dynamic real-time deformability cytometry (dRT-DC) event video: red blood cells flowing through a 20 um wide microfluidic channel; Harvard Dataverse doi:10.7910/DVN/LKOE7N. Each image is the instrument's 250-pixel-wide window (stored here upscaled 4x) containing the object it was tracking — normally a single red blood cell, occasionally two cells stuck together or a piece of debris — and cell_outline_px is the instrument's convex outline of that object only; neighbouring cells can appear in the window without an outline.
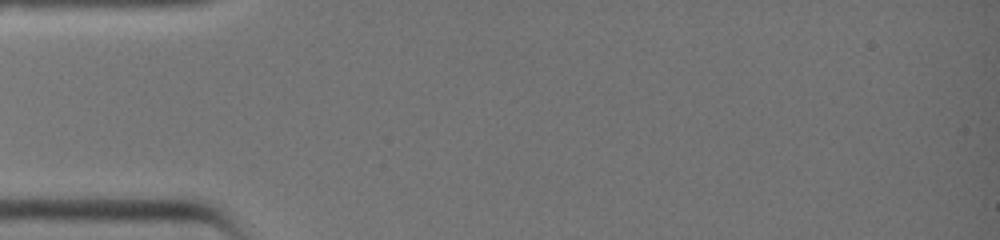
{"species": "common noctule bat (a hibernating species)", "species_latin": "Nyctalus noctula", "temperature_condition": "warm", "stored_images_in_passage": 5, "camera_frame_rate_fps": 3000, "um_per_image_px": 0.085, "animal": {"sex": "female", "body_mass_g": 19.0, "forearm_length_mm": 51.5}, "frame": {"image": 1, "passage_image": 1, "time_ms": 0.0, "image_size_px": [1000, 240], "cell_outline_px": [[208, 28], [192, 36], [124, 40], [60, 40], [60, 36], [68, 32], [108, 28]], "centroid_in_image_um": [11.03, 2.87], "position_along_channel_um": 74.0, "area_um2": 10.0}}